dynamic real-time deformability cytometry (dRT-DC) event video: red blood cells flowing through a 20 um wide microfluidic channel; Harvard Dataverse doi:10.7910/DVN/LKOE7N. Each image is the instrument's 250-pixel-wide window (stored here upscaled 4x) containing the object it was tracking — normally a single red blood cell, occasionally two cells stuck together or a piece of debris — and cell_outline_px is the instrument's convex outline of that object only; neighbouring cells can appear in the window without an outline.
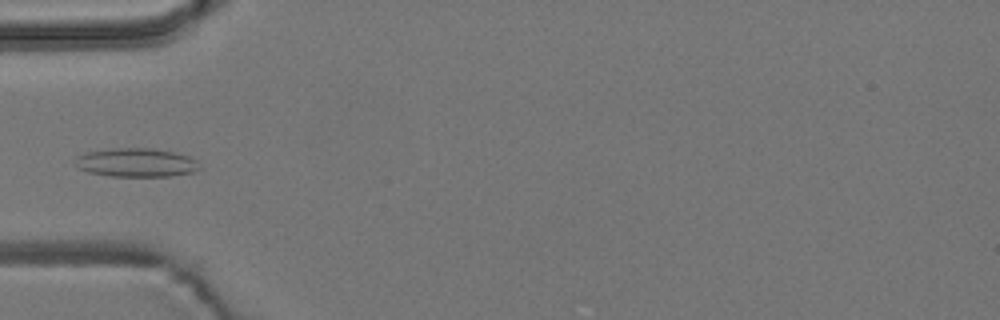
{"species": "common noctule bat (a hibernating species)", "species_latin": "Nyctalus noctula", "temperature_condition": "room temperature", "stored_images_in_passage": 5, "camera_frame_rate_fps": 3000, "um_per_image_px": 0.085, "animal": {"sex": "male", "body_mass_g": 19.2, "forearm_length_mm": 51.8}, "frame": {"image": 1, "passage_image": 5, "time_ms": 4.667, "image_size_px": [1000, 320], "cell_outline_px": [[200, 168], [192, 172], [168, 176], [112, 176], [88, 172], [76, 168], [72, 160], [76, 156], [84, 152], [112, 148], [152, 148], [172, 152], [188, 156], [196, 160]], "centroid_in_image_um": [11.48, 13.81], "position_along_channel_um": 73.5, "area_um2": 20.92}}